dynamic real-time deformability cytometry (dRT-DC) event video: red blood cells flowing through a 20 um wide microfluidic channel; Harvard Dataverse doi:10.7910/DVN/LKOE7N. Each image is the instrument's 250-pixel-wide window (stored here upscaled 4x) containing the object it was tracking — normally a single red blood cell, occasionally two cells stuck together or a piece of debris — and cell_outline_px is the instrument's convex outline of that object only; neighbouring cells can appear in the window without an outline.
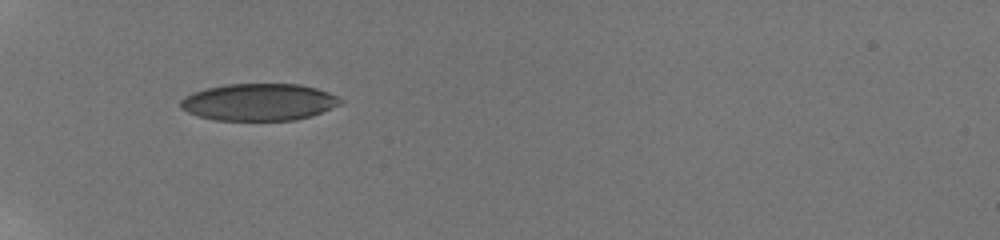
{"species": "human", "species_latin": "Homo sapiens", "temperature_condition": "room temperature", "stored_images_in_passage": 4, "camera_frame_rate_fps": 3000, "um_per_image_px": 0.085, "donor": {"sex": "male"}, "frame": {"image": 1, "passage_image": 1, "time_ms": 0.0, "image_size_px": [1000, 240], "cell_outline_px": [[344, 104], [312, 116], [296, 120], [212, 120], [188, 112], [180, 108], [180, 100], [184, 96], [208, 88], [228, 84], [300, 84], [316, 88], [340, 96], [344, 100]], "centroid_in_image_um": [22.08, 8.68], "position_along_channel_um": 62.9, "area_um2": 34.74}}